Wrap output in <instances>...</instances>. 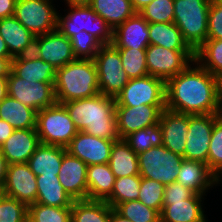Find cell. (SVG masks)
I'll use <instances>...</instances> for the list:
<instances>
[{"label":"cell","instance_id":"cell-53","mask_svg":"<svg viewBox=\"0 0 222 222\" xmlns=\"http://www.w3.org/2000/svg\"><path fill=\"white\" fill-rule=\"evenodd\" d=\"M8 95L7 77H0V102Z\"/></svg>","mask_w":222,"mask_h":222},{"label":"cell","instance_id":"cell-32","mask_svg":"<svg viewBox=\"0 0 222 222\" xmlns=\"http://www.w3.org/2000/svg\"><path fill=\"white\" fill-rule=\"evenodd\" d=\"M11 71L24 80L55 83L57 70L42 59L34 61H11Z\"/></svg>","mask_w":222,"mask_h":222},{"label":"cell","instance_id":"cell-48","mask_svg":"<svg viewBox=\"0 0 222 222\" xmlns=\"http://www.w3.org/2000/svg\"><path fill=\"white\" fill-rule=\"evenodd\" d=\"M17 0H0V19L14 15Z\"/></svg>","mask_w":222,"mask_h":222},{"label":"cell","instance_id":"cell-46","mask_svg":"<svg viewBox=\"0 0 222 222\" xmlns=\"http://www.w3.org/2000/svg\"><path fill=\"white\" fill-rule=\"evenodd\" d=\"M195 193L175 181L164 188L163 201H182L191 198Z\"/></svg>","mask_w":222,"mask_h":222},{"label":"cell","instance_id":"cell-56","mask_svg":"<svg viewBox=\"0 0 222 222\" xmlns=\"http://www.w3.org/2000/svg\"><path fill=\"white\" fill-rule=\"evenodd\" d=\"M0 57H12L9 54V49L7 45L5 44V41L3 40L1 35H0Z\"/></svg>","mask_w":222,"mask_h":222},{"label":"cell","instance_id":"cell-6","mask_svg":"<svg viewBox=\"0 0 222 222\" xmlns=\"http://www.w3.org/2000/svg\"><path fill=\"white\" fill-rule=\"evenodd\" d=\"M36 131L42 144L65 148L78 133L65 106L57 102L37 112Z\"/></svg>","mask_w":222,"mask_h":222},{"label":"cell","instance_id":"cell-21","mask_svg":"<svg viewBox=\"0 0 222 222\" xmlns=\"http://www.w3.org/2000/svg\"><path fill=\"white\" fill-rule=\"evenodd\" d=\"M40 59L59 69L76 58L73 54L71 40L57 29L51 33L39 35Z\"/></svg>","mask_w":222,"mask_h":222},{"label":"cell","instance_id":"cell-49","mask_svg":"<svg viewBox=\"0 0 222 222\" xmlns=\"http://www.w3.org/2000/svg\"><path fill=\"white\" fill-rule=\"evenodd\" d=\"M14 130L5 120L0 119V147L11 136Z\"/></svg>","mask_w":222,"mask_h":222},{"label":"cell","instance_id":"cell-33","mask_svg":"<svg viewBox=\"0 0 222 222\" xmlns=\"http://www.w3.org/2000/svg\"><path fill=\"white\" fill-rule=\"evenodd\" d=\"M112 207L106 201L74 200L71 222H109Z\"/></svg>","mask_w":222,"mask_h":222},{"label":"cell","instance_id":"cell-8","mask_svg":"<svg viewBox=\"0 0 222 222\" xmlns=\"http://www.w3.org/2000/svg\"><path fill=\"white\" fill-rule=\"evenodd\" d=\"M94 61L100 93L116 98L129 81L123 70L119 50L113 44L102 45Z\"/></svg>","mask_w":222,"mask_h":222},{"label":"cell","instance_id":"cell-59","mask_svg":"<svg viewBox=\"0 0 222 222\" xmlns=\"http://www.w3.org/2000/svg\"><path fill=\"white\" fill-rule=\"evenodd\" d=\"M5 196V193H4V186L3 185H0V200Z\"/></svg>","mask_w":222,"mask_h":222},{"label":"cell","instance_id":"cell-55","mask_svg":"<svg viewBox=\"0 0 222 222\" xmlns=\"http://www.w3.org/2000/svg\"><path fill=\"white\" fill-rule=\"evenodd\" d=\"M109 222H132L129 219L122 217L118 214L113 208L111 209L110 219Z\"/></svg>","mask_w":222,"mask_h":222},{"label":"cell","instance_id":"cell-27","mask_svg":"<svg viewBox=\"0 0 222 222\" xmlns=\"http://www.w3.org/2000/svg\"><path fill=\"white\" fill-rule=\"evenodd\" d=\"M0 119L15 130L36 129L37 111L7 95L0 102Z\"/></svg>","mask_w":222,"mask_h":222},{"label":"cell","instance_id":"cell-31","mask_svg":"<svg viewBox=\"0 0 222 222\" xmlns=\"http://www.w3.org/2000/svg\"><path fill=\"white\" fill-rule=\"evenodd\" d=\"M149 42L169 50H192L184 41L179 28L172 23H149Z\"/></svg>","mask_w":222,"mask_h":222},{"label":"cell","instance_id":"cell-58","mask_svg":"<svg viewBox=\"0 0 222 222\" xmlns=\"http://www.w3.org/2000/svg\"><path fill=\"white\" fill-rule=\"evenodd\" d=\"M66 1L67 5H74V4H86L89 0H64Z\"/></svg>","mask_w":222,"mask_h":222},{"label":"cell","instance_id":"cell-24","mask_svg":"<svg viewBox=\"0 0 222 222\" xmlns=\"http://www.w3.org/2000/svg\"><path fill=\"white\" fill-rule=\"evenodd\" d=\"M65 151V147L41 143L31 155L27 164L36 176L41 174L58 175Z\"/></svg>","mask_w":222,"mask_h":222},{"label":"cell","instance_id":"cell-34","mask_svg":"<svg viewBox=\"0 0 222 222\" xmlns=\"http://www.w3.org/2000/svg\"><path fill=\"white\" fill-rule=\"evenodd\" d=\"M195 62L212 75L222 76V40L207 39L195 51Z\"/></svg>","mask_w":222,"mask_h":222},{"label":"cell","instance_id":"cell-10","mask_svg":"<svg viewBox=\"0 0 222 222\" xmlns=\"http://www.w3.org/2000/svg\"><path fill=\"white\" fill-rule=\"evenodd\" d=\"M195 61L193 50H169L150 44L146 48L148 75L167 82Z\"/></svg>","mask_w":222,"mask_h":222},{"label":"cell","instance_id":"cell-26","mask_svg":"<svg viewBox=\"0 0 222 222\" xmlns=\"http://www.w3.org/2000/svg\"><path fill=\"white\" fill-rule=\"evenodd\" d=\"M37 180L36 203L53 207H71L72 197L64 190L58 175H39Z\"/></svg>","mask_w":222,"mask_h":222},{"label":"cell","instance_id":"cell-14","mask_svg":"<svg viewBox=\"0 0 222 222\" xmlns=\"http://www.w3.org/2000/svg\"><path fill=\"white\" fill-rule=\"evenodd\" d=\"M166 106L140 105L136 107L115 106L117 132L120 139L130 133L159 123Z\"/></svg>","mask_w":222,"mask_h":222},{"label":"cell","instance_id":"cell-35","mask_svg":"<svg viewBox=\"0 0 222 222\" xmlns=\"http://www.w3.org/2000/svg\"><path fill=\"white\" fill-rule=\"evenodd\" d=\"M140 185V175L116 178L111 196L106 202L114 209L123 202L138 200Z\"/></svg>","mask_w":222,"mask_h":222},{"label":"cell","instance_id":"cell-2","mask_svg":"<svg viewBox=\"0 0 222 222\" xmlns=\"http://www.w3.org/2000/svg\"><path fill=\"white\" fill-rule=\"evenodd\" d=\"M78 131L94 137L119 140L114 97L98 93L96 96L62 103Z\"/></svg>","mask_w":222,"mask_h":222},{"label":"cell","instance_id":"cell-11","mask_svg":"<svg viewBox=\"0 0 222 222\" xmlns=\"http://www.w3.org/2000/svg\"><path fill=\"white\" fill-rule=\"evenodd\" d=\"M53 0H17L14 17L33 35L51 33L57 29L58 13Z\"/></svg>","mask_w":222,"mask_h":222},{"label":"cell","instance_id":"cell-45","mask_svg":"<svg viewBox=\"0 0 222 222\" xmlns=\"http://www.w3.org/2000/svg\"><path fill=\"white\" fill-rule=\"evenodd\" d=\"M207 39L222 40V0H211Z\"/></svg>","mask_w":222,"mask_h":222},{"label":"cell","instance_id":"cell-51","mask_svg":"<svg viewBox=\"0 0 222 222\" xmlns=\"http://www.w3.org/2000/svg\"><path fill=\"white\" fill-rule=\"evenodd\" d=\"M7 168H8L7 160L0 150V185L3 186L5 183Z\"/></svg>","mask_w":222,"mask_h":222},{"label":"cell","instance_id":"cell-1","mask_svg":"<svg viewBox=\"0 0 222 222\" xmlns=\"http://www.w3.org/2000/svg\"><path fill=\"white\" fill-rule=\"evenodd\" d=\"M217 108L218 77L195 61L166 82V109L188 115H215Z\"/></svg>","mask_w":222,"mask_h":222},{"label":"cell","instance_id":"cell-20","mask_svg":"<svg viewBox=\"0 0 222 222\" xmlns=\"http://www.w3.org/2000/svg\"><path fill=\"white\" fill-rule=\"evenodd\" d=\"M40 144L36 129H19L14 130L0 150L8 164L27 163Z\"/></svg>","mask_w":222,"mask_h":222},{"label":"cell","instance_id":"cell-54","mask_svg":"<svg viewBox=\"0 0 222 222\" xmlns=\"http://www.w3.org/2000/svg\"><path fill=\"white\" fill-rule=\"evenodd\" d=\"M132 3V7L136 12H139L146 5L151 3L153 0H130Z\"/></svg>","mask_w":222,"mask_h":222},{"label":"cell","instance_id":"cell-17","mask_svg":"<svg viewBox=\"0 0 222 222\" xmlns=\"http://www.w3.org/2000/svg\"><path fill=\"white\" fill-rule=\"evenodd\" d=\"M87 167L88 165L67 150L64 152L58 179L73 200L88 199Z\"/></svg>","mask_w":222,"mask_h":222},{"label":"cell","instance_id":"cell-37","mask_svg":"<svg viewBox=\"0 0 222 222\" xmlns=\"http://www.w3.org/2000/svg\"><path fill=\"white\" fill-rule=\"evenodd\" d=\"M122 60L123 70L129 79L148 75L146 49L117 48Z\"/></svg>","mask_w":222,"mask_h":222},{"label":"cell","instance_id":"cell-4","mask_svg":"<svg viewBox=\"0 0 222 222\" xmlns=\"http://www.w3.org/2000/svg\"><path fill=\"white\" fill-rule=\"evenodd\" d=\"M211 0H174V24L195 52L206 40Z\"/></svg>","mask_w":222,"mask_h":222},{"label":"cell","instance_id":"cell-44","mask_svg":"<svg viewBox=\"0 0 222 222\" xmlns=\"http://www.w3.org/2000/svg\"><path fill=\"white\" fill-rule=\"evenodd\" d=\"M0 222H28V206L5 195L0 200Z\"/></svg>","mask_w":222,"mask_h":222},{"label":"cell","instance_id":"cell-12","mask_svg":"<svg viewBox=\"0 0 222 222\" xmlns=\"http://www.w3.org/2000/svg\"><path fill=\"white\" fill-rule=\"evenodd\" d=\"M8 96L37 112L56 103L54 84L17 77L11 70L7 77Z\"/></svg>","mask_w":222,"mask_h":222},{"label":"cell","instance_id":"cell-29","mask_svg":"<svg viewBox=\"0 0 222 222\" xmlns=\"http://www.w3.org/2000/svg\"><path fill=\"white\" fill-rule=\"evenodd\" d=\"M87 4L113 30L136 13L130 0H89Z\"/></svg>","mask_w":222,"mask_h":222},{"label":"cell","instance_id":"cell-9","mask_svg":"<svg viewBox=\"0 0 222 222\" xmlns=\"http://www.w3.org/2000/svg\"><path fill=\"white\" fill-rule=\"evenodd\" d=\"M115 100V106H166V82L151 75L129 79Z\"/></svg>","mask_w":222,"mask_h":222},{"label":"cell","instance_id":"cell-28","mask_svg":"<svg viewBox=\"0 0 222 222\" xmlns=\"http://www.w3.org/2000/svg\"><path fill=\"white\" fill-rule=\"evenodd\" d=\"M108 164L116 178L139 175L138 154L124 139L114 141Z\"/></svg>","mask_w":222,"mask_h":222},{"label":"cell","instance_id":"cell-47","mask_svg":"<svg viewBox=\"0 0 222 222\" xmlns=\"http://www.w3.org/2000/svg\"><path fill=\"white\" fill-rule=\"evenodd\" d=\"M40 52L39 36H35L11 61H34L40 59Z\"/></svg>","mask_w":222,"mask_h":222},{"label":"cell","instance_id":"cell-19","mask_svg":"<svg viewBox=\"0 0 222 222\" xmlns=\"http://www.w3.org/2000/svg\"><path fill=\"white\" fill-rule=\"evenodd\" d=\"M149 23L136 12L113 30L112 44L116 48L146 49L149 45Z\"/></svg>","mask_w":222,"mask_h":222},{"label":"cell","instance_id":"cell-30","mask_svg":"<svg viewBox=\"0 0 222 222\" xmlns=\"http://www.w3.org/2000/svg\"><path fill=\"white\" fill-rule=\"evenodd\" d=\"M0 35L13 58L35 37L14 16L0 19Z\"/></svg>","mask_w":222,"mask_h":222},{"label":"cell","instance_id":"cell-42","mask_svg":"<svg viewBox=\"0 0 222 222\" xmlns=\"http://www.w3.org/2000/svg\"><path fill=\"white\" fill-rule=\"evenodd\" d=\"M70 40L76 59H94L102 46L94 36L86 31L75 34Z\"/></svg>","mask_w":222,"mask_h":222},{"label":"cell","instance_id":"cell-50","mask_svg":"<svg viewBox=\"0 0 222 222\" xmlns=\"http://www.w3.org/2000/svg\"><path fill=\"white\" fill-rule=\"evenodd\" d=\"M13 57H0V77H8Z\"/></svg>","mask_w":222,"mask_h":222},{"label":"cell","instance_id":"cell-36","mask_svg":"<svg viewBox=\"0 0 222 222\" xmlns=\"http://www.w3.org/2000/svg\"><path fill=\"white\" fill-rule=\"evenodd\" d=\"M130 148L137 154L145 152L151 147L163 145L160 124H154L144 129L130 133L124 138Z\"/></svg>","mask_w":222,"mask_h":222},{"label":"cell","instance_id":"cell-39","mask_svg":"<svg viewBox=\"0 0 222 222\" xmlns=\"http://www.w3.org/2000/svg\"><path fill=\"white\" fill-rule=\"evenodd\" d=\"M114 210L132 222H161L160 212L147 207L139 200L118 204Z\"/></svg>","mask_w":222,"mask_h":222},{"label":"cell","instance_id":"cell-43","mask_svg":"<svg viewBox=\"0 0 222 222\" xmlns=\"http://www.w3.org/2000/svg\"><path fill=\"white\" fill-rule=\"evenodd\" d=\"M207 165L215 174L222 167V119L215 114V123L211 134Z\"/></svg>","mask_w":222,"mask_h":222},{"label":"cell","instance_id":"cell-15","mask_svg":"<svg viewBox=\"0 0 222 222\" xmlns=\"http://www.w3.org/2000/svg\"><path fill=\"white\" fill-rule=\"evenodd\" d=\"M4 193L27 206L36 203L37 180L27 163L8 164Z\"/></svg>","mask_w":222,"mask_h":222},{"label":"cell","instance_id":"cell-16","mask_svg":"<svg viewBox=\"0 0 222 222\" xmlns=\"http://www.w3.org/2000/svg\"><path fill=\"white\" fill-rule=\"evenodd\" d=\"M116 140L102 139L78 131L66 150L86 165L106 164L110 160V151Z\"/></svg>","mask_w":222,"mask_h":222},{"label":"cell","instance_id":"cell-13","mask_svg":"<svg viewBox=\"0 0 222 222\" xmlns=\"http://www.w3.org/2000/svg\"><path fill=\"white\" fill-rule=\"evenodd\" d=\"M215 115H189V128L183 159L207 164Z\"/></svg>","mask_w":222,"mask_h":222},{"label":"cell","instance_id":"cell-57","mask_svg":"<svg viewBox=\"0 0 222 222\" xmlns=\"http://www.w3.org/2000/svg\"><path fill=\"white\" fill-rule=\"evenodd\" d=\"M222 167L214 174V185L220 184L222 182Z\"/></svg>","mask_w":222,"mask_h":222},{"label":"cell","instance_id":"cell-22","mask_svg":"<svg viewBox=\"0 0 222 222\" xmlns=\"http://www.w3.org/2000/svg\"><path fill=\"white\" fill-rule=\"evenodd\" d=\"M204 196L194 194L182 201H163L161 222H207L202 209Z\"/></svg>","mask_w":222,"mask_h":222},{"label":"cell","instance_id":"cell-25","mask_svg":"<svg viewBox=\"0 0 222 222\" xmlns=\"http://www.w3.org/2000/svg\"><path fill=\"white\" fill-rule=\"evenodd\" d=\"M88 200L106 201L112 193L116 177L108 163L87 167Z\"/></svg>","mask_w":222,"mask_h":222},{"label":"cell","instance_id":"cell-38","mask_svg":"<svg viewBox=\"0 0 222 222\" xmlns=\"http://www.w3.org/2000/svg\"><path fill=\"white\" fill-rule=\"evenodd\" d=\"M28 222H71V207L33 203L28 206Z\"/></svg>","mask_w":222,"mask_h":222},{"label":"cell","instance_id":"cell-40","mask_svg":"<svg viewBox=\"0 0 222 222\" xmlns=\"http://www.w3.org/2000/svg\"><path fill=\"white\" fill-rule=\"evenodd\" d=\"M148 23H172L174 0H153L138 12Z\"/></svg>","mask_w":222,"mask_h":222},{"label":"cell","instance_id":"cell-41","mask_svg":"<svg viewBox=\"0 0 222 222\" xmlns=\"http://www.w3.org/2000/svg\"><path fill=\"white\" fill-rule=\"evenodd\" d=\"M164 188L165 186L156 180L141 177L138 200L147 207L155 209L161 213L164 199Z\"/></svg>","mask_w":222,"mask_h":222},{"label":"cell","instance_id":"cell-5","mask_svg":"<svg viewBox=\"0 0 222 222\" xmlns=\"http://www.w3.org/2000/svg\"><path fill=\"white\" fill-rule=\"evenodd\" d=\"M69 12L63 16L58 13L57 30L71 39L75 34L86 31L102 45L112 44L113 29L86 4L68 5Z\"/></svg>","mask_w":222,"mask_h":222},{"label":"cell","instance_id":"cell-3","mask_svg":"<svg viewBox=\"0 0 222 222\" xmlns=\"http://www.w3.org/2000/svg\"><path fill=\"white\" fill-rule=\"evenodd\" d=\"M54 92L60 104L100 93L94 59H75L57 69Z\"/></svg>","mask_w":222,"mask_h":222},{"label":"cell","instance_id":"cell-23","mask_svg":"<svg viewBox=\"0 0 222 222\" xmlns=\"http://www.w3.org/2000/svg\"><path fill=\"white\" fill-rule=\"evenodd\" d=\"M176 181L200 195H205L208 189L215 186L214 174L208 165L201 161L183 159Z\"/></svg>","mask_w":222,"mask_h":222},{"label":"cell","instance_id":"cell-52","mask_svg":"<svg viewBox=\"0 0 222 222\" xmlns=\"http://www.w3.org/2000/svg\"><path fill=\"white\" fill-rule=\"evenodd\" d=\"M217 117L222 119V76L218 77V108Z\"/></svg>","mask_w":222,"mask_h":222},{"label":"cell","instance_id":"cell-18","mask_svg":"<svg viewBox=\"0 0 222 222\" xmlns=\"http://www.w3.org/2000/svg\"><path fill=\"white\" fill-rule=\"evenodd\" d=\"M163 137V146L184 157L189 115L164 109L159 120Z\"/></svg>","mask_w":222,"mask_h":222},{"label":"cell","instance_id":"cell-7","mask_svg":"<svg viewBox=\"0 0 222 222\" xmlns=\"http://www.w3.org/2000/svg\"><path fill=\"white\" fill-rule=\"evenodd\" d=\"M182 160L181 155L163 145L151 147L138 154L139 175L169 185L177 180Z\"/></svg>","mask_w":222,"mask_h":222}]
</instances>
